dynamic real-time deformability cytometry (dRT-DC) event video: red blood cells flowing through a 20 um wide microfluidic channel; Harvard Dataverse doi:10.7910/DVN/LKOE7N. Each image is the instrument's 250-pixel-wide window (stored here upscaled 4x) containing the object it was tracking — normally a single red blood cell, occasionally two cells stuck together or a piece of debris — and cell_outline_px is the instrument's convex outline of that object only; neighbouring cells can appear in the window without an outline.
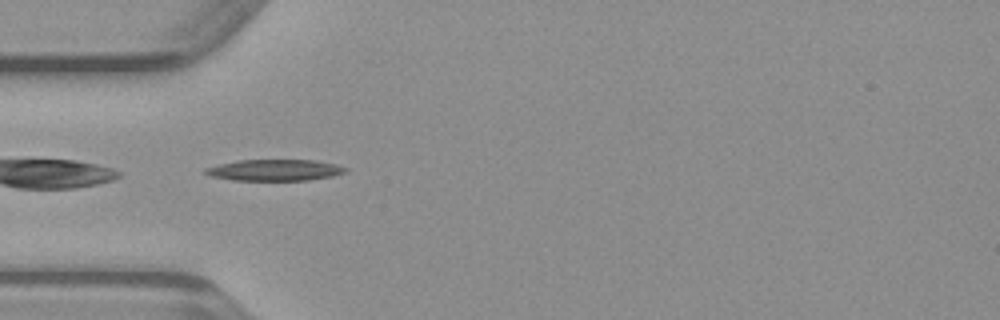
{"species": "common noctule bat (a hibernating species)", "species_latin": "Nyctalus noctula", "temperature_condition": "warm", "stored_images_in_passage": 47, "camera_frame_rate_fps": 3000, "um_per_image_px": 0.085, "animal": {"sex": "male", "body_mass_g": 23.1, "forearm_length_mm": 52.7}, "frame": {"image": 1, "passage_image": 14, "time_ms": 4.333, "image_size_px": [1000, 320], "cell_outline_px": [[348, 168], [344, 172], [332, 176], [308, 180], [232, 180], [212, 176], [204, 172], [204, 168], [220, 164], [240, 160], [312, 160], [336, 164]], "centroid_in_image_um": [23.35, 14.45], "position_along_channel_um": 61.7, "area_um2": 17.17}}
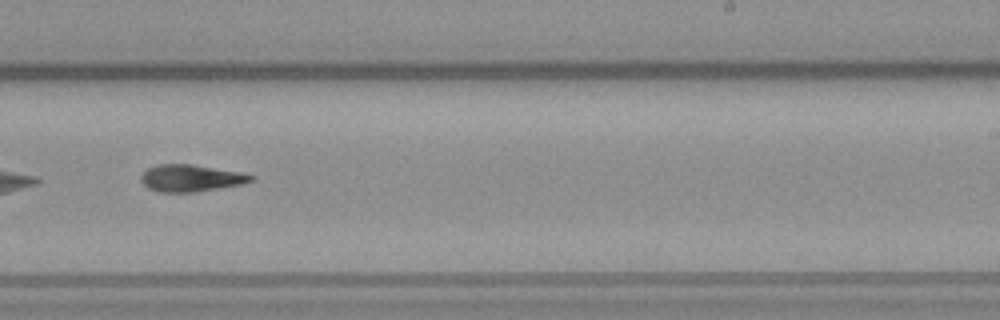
{"frame": {"image": 2, "passage_image": 29, "time_ms": 9.333, "image_size_px": [1000, 320], "cell_outline_px": [[256, 176], [252, 180], [240, 184], [192, 192], [160, 192], [148, 188], [140, 180], [140, 176], [148, 168], [156, 164], [192, 164], [240, 172]], "centroid_in_image_um": [16.18, 15.13], "position_along_channel_um": 272.8, "area_um2": 17.05}}
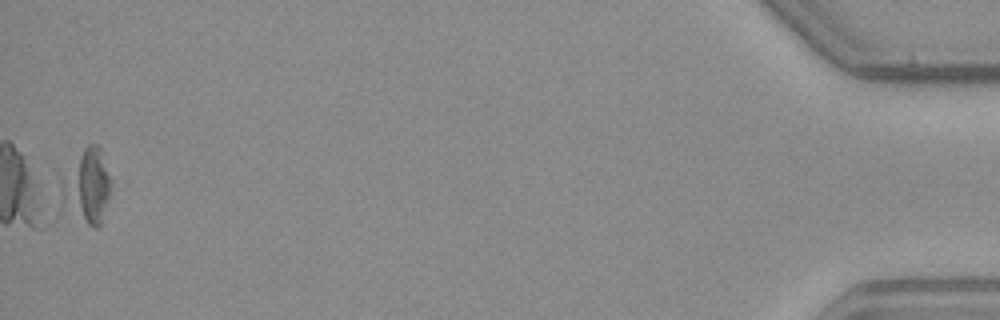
{"frame": {"image": 3, "passage_image": 47, "time_ms": 15.333, "image_size_px": [1000, 320], "cell_outline_px": [[112, 180], [108, 200], [100, 224], [96, 228], [92, 228], [56, 216], [60, 180], [84, 148], [88, 144], [96, 144], [100, 148], [112, 176]], "centroid_in_image_um": [7.25, 16.03], "position_along_channel_um": 427.9, "area_um2": 23.64}}